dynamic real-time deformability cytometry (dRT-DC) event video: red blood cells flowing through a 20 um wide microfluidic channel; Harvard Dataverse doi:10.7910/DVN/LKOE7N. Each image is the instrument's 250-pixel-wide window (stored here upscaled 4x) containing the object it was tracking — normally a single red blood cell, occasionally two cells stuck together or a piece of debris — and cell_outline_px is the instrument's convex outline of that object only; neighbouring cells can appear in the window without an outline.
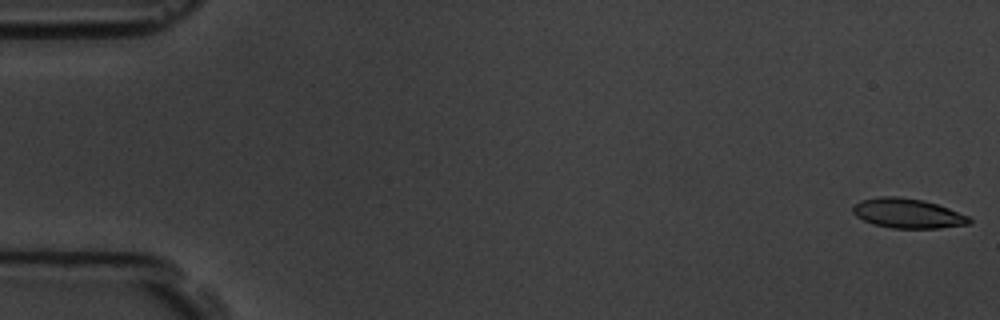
{"species": "common noctule bat (a hibernating species)", "species_latin": "Nyctalus noctula", "temperature_condition": "room temperature", "stored_images_in_passage": 5, "camera_frame_rate_fps": 3000, "um_per_image_px": 0.085, "animal": {"sex": "male", "body_mass_g": 19.5, "forearm_length_mm": 54.6}, "frame": {"image": 1, "passage_image": 1, "time_ms": 0.0, "image_size_px": [1000, 320], "cell_outline_px": [[972, 224], [940, 228], [892, 228], [872, 224], [856, 216], [852, 212], [852, 204], [860, 200], [880, 196], [896, 196], [924, 200], [948, 208], [968, 216], [972, 220]], "centroid_in_image_um": [77.13, 18.13], "position_along_channel_um": 7.9, "area_um2": 20.29}}
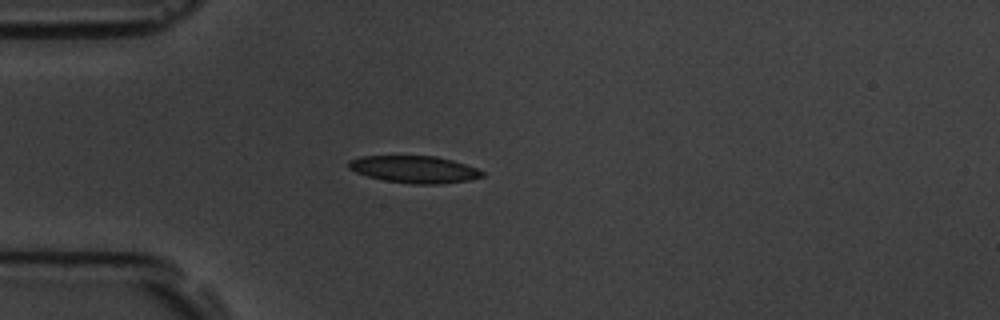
{"frame": {"image": 2, "passage_image": 5, "time_ms": 4.667, "image_size_px": [1000, 320], "cell_outline_px": [[484, 176], [468, 180], [440, 184], [412, 184], [384, 180], [368, 176], [356, 172], [348, 168], [348, 160], [360, 156], [436, 156], [452, 160], [476, 168], [484, 172]], "centroid_in_image_um": [35.2, 14.39], "position_along_channel_um": 49.8, "area_um2": 21.04}}